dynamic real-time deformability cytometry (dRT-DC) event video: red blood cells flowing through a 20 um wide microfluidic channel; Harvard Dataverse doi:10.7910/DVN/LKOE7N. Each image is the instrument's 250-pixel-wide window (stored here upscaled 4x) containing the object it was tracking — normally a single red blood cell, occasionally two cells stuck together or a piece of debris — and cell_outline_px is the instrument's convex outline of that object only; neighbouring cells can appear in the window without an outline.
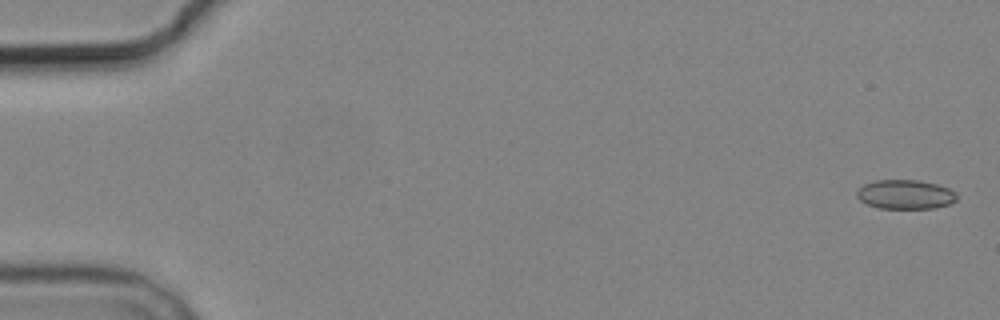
{"species": "common noctule bat (a hibernating species)", "species_latin": "Nyctalus noctula", "temperature_condition": "cold", "stored_images_in_passage": 6, "camera_frame_rate_fps": 3000, "um_per_image_px": 0.085, "animal": {"sex": "male", "body_mass_g": 19.2, "forearm_length_mm": 51.8}, "frame": {"image": 1, "passage_image": 1, "time_ms": 0.0, "image_size_px": [1000, 320], "cell_outline_px": [[956, 200], [948, 204], [932, 208], [880, 208], [868, 204], [860, 200], [856, 196], [856, 192], [864, 184], [876, 180], [920, 180], [936, 184], [948, 188], [956, 192]], "centroid_in_image_um": [76.94, 16.52], "position_along_channel_um": 8.1, "area_um2": 16.88}}
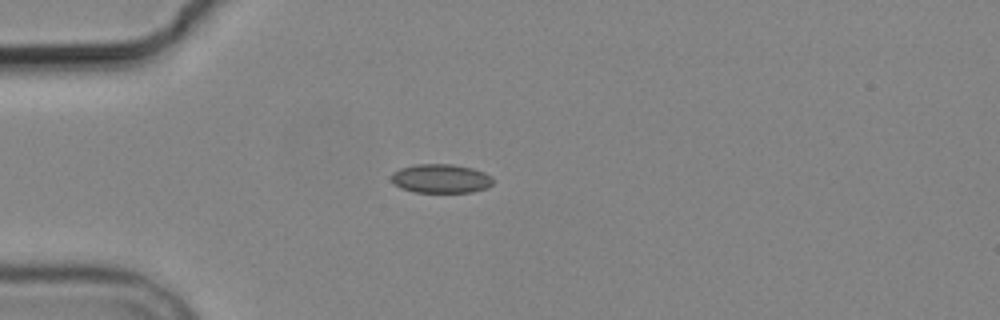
{"frame": {"image": 2, "passage_image": 5, "time_ms": 4.667, "image_size_px": [1000, 320], "cell_outline_px": [[492, 184], [488, 188], [472, 192], [412, 192], [400, 188], [392, 184], [392, 172], [400, 168], [416, 164], [452, 164], [472, 168], [484, 172], [492, 176]], "centroid_in_image_um": [37.46, 15.18], "position_along_channel_um": 47.5, "area_um2": 17.34}}
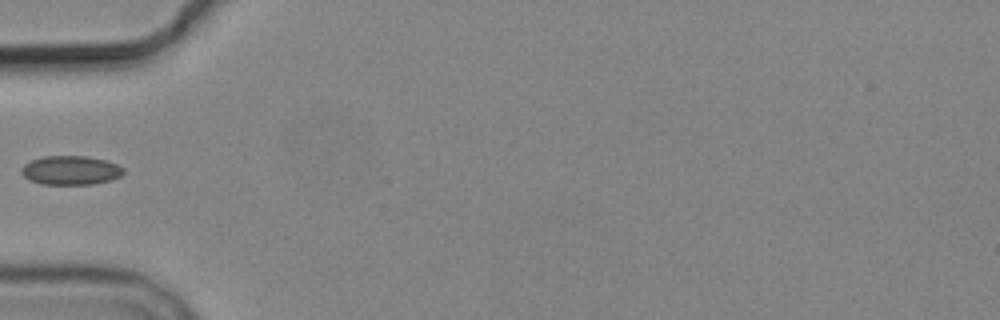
{"frame": {"image": 3, "passage_image": 6, "time_ms": 6.0, "image_size_px": [1000, 320], "cell_outline_px": [[124, 172], [120, 176], [112, 180], [92, 184], [40, 184], [28, 180], [20, 172], [20, 168], [24, 164], [32, 160], [44, 156], [84, 156], [104, 160], [116, 164], [124, 168]], "centroid_in_image_um": [5.98, 14.48], "position_along_channel_um": 79.0, "area_um2": 17.28}}